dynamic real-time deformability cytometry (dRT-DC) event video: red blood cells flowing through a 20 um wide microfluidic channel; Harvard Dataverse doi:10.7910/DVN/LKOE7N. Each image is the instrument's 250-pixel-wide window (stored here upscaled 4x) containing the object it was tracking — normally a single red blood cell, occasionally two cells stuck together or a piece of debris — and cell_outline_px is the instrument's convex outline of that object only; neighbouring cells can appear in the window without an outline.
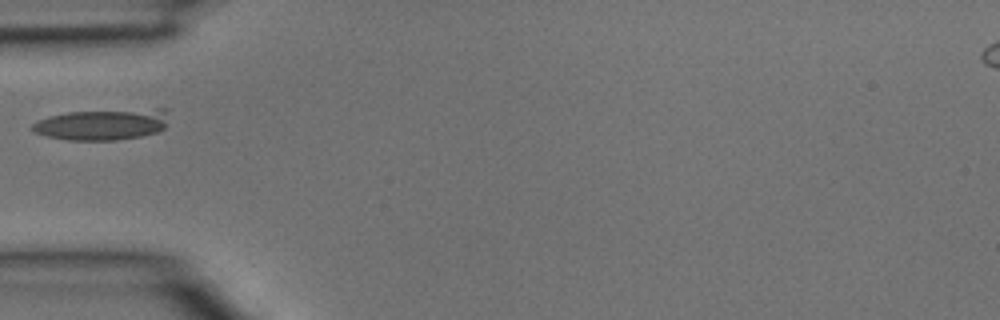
{"species": "common noctule bat (a hibernating species)", "species_latin": "Nyctalus noctula", "temperature_condition": "room temperature", "stored_images_in_passage": 2, "camera_frame_rate_fps": 3000, "um_per_image_px": 0.085, "animal": {"sex": "male", "body_mass_g": 15.6}, "frame": {"image": 1, "passage_image": 2, "time_ms": 0.333, "image_size_px": [1000, 320], "cell_outline_px": [[168, 108], [164, 128], [156, 132], [140, 136], [116, 140], [68, 140], [48, 136], [32, 132], [32, 124], [40, 120], [52, 116], [68, 112], [156, 108]], "centroid_in_image_um": [8.72, 10.57], "position_along_channel_um": 76.3, "area_um2": 24.57}}